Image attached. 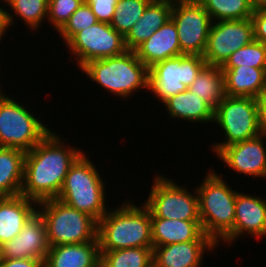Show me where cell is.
I'll use <instances>...</instances> for the list:
<instances>
[{
  "label": "cell",
  "mask_w": 266,
  "mask_h": 267,
  "mask_svg": "<svg viewBox=\"0 0 266 267\" xmlns=\"http://www.w3.org/2000/svg\"><path fill=\"white\" fill-rule=\"evenodd\" d=\"M214 122L224 132L225 141L212 146L216 154L226 146L260 134L257 100L253 97L225 96L214 110Z\"/></svg>",
  "instance_id": "52a82bcc"
},
{
  "label": "cell",
  "mask_w": 266,
  "mask_h": 267,
  "mask_svg": "<svg viewBox=\"0 0 266 267\" xmlns=\"http://www.w3.org/2000/svg\"><path fill=\"white\" fill-rule=\"evenodd\" d=\"M85 0H48V20L59 32Z\"/></svg>",
  "instance_id": "d6a6232c"
},
{
  "label": "cell",
  "mask_w": 266,
  "mask_h": 267,
  "mask_svg": "<svg viewBox=\"0 0 266 267\" xmlns=\"http://www.w3.org/2000/svg\"><path fill=\"white\" fill-rule=\"evenodd\" d=\"M153 247L195 240H212L202 229L201 221L151 218Z\"/></svg>",
  "instance_id": "ffe728a7"
},
{
  "label": "cell",
  "mask_w": 266,
  "mask_h": 267,
  "mask_svg": "<svg viewBox=\"0 0 266 267\" xmlns=\"http://www.w3.org/2000/svg\"><path fill=\"white\" fill-rule=\"evenodd\" d=\"M201 55L183 54L155 63L149 68V90L160 101L187 90L206 66Z\"/></svg>",
  "instance_id": "9c48e42d"
},
{
  "label": "cell",
  "mask_w": 266,
  "mask_h": 267,
  "mask_svg": "<svg viewBox=\"0 0 266 267\" xmlns=\"http://www.w3.org/2000/svg\"><path fill=\"white\" fill-rule=\"evenodd\" d=\"M35 204L38 203L22 195L0 198V246L21 232L24 224L38 210Z\"/></svg>",
  "instance_id": "44dd1931"
},
{
  "label": "cell",
  "mask_w": 266,
  "mask_h": 267,
  "mask_svg": "<svg viewBox=\"0 0 266 267\" xmlns=\"http://www.w3.org/2000/svg\"><path fill=\"white\" fill-rule=\"evenodd\" d=\"M102 267H153V247L100 251Z\"/></svg>",
  "instance_id": "4316f807"
},
{
  "label": "cell",
  "mask_w": 266,
  "mask_h": 267,
  "mask_svg": "<svg viewBox=\"0 0 266 267\" xmlns=\"http://www.w3.org/2000/svg\"><path fill=\"white\" fill-rule=\"evenodd\" d=\"M7 95L2 94V91L0 90V100H2L3 98H5Z\"/></svg>",
  "instance_id": "60d3db41"
},
{
  "label": "cell",
  "mask_w": 266,
  "mask_h": 267,
  "mask_svg": "<svg viewBox=\"0 0 266 267\" xmlns=\"http://www.w3.org/2000/svg\"><path fill=\"white\" fill-rule=\"evenodd\" d=\"M6 3L27 23L29 29H38L48 16V0H6Z\"/></svg>",
  "instance_id": "4dcf8cb0"
},
{
  "label": "cell",
  "mask_w": 266,
  "mask_h": 267,
  "mask_svg": "<svg viewBox=\"0 0 266 267\" xmlns=\"http://www.w3.org/2000/svg\"><path fill=\"white\" fill-rule=\"evenodd\" d=\"M50 248L45 222L36 211L21 232L0 246V259H46Z\"/></svg>",
  "instance_id": "5bb4252c"
},
{
  "label": "cell",
  "mask_w": 266,
  "mask_h": 267,
  "mask_svg": "<svg viewBox=\"0 0 266 267\" xmlns=\"http://www.w3.org/2000/svg\"><path fill=\"white\" fill-rule=\"evenodd\" d=\"M81 70L92 81L124 99L137 89L149 88V68L135 51L90 61Z\"/></svg>",
  "instance_id": "277c9868"
},
{
  "label": "cell",
  "mask_w": 266,
  "mask_h": 267,
  "mask_svg": "<svg viewBox=\"0 0 266 267\" xmlns=\"http://www.w3.org/2000/svg\"><path fill=\"white\" fill-rule=\"evenodd\" d=\"M0 267H44L39 259H0Z\"/></svg>",
  "instance_id": "8d00e7d4"
},
{
  "label": "cell",
  "mask_w": 266,
  "mask_h": 267,
  "mask_svg": "<svg viewBox=\"0 0 266 267\" xmlns=\"http://www.w3.org/2000/svg\"><path fill=\"white\" fill-rule=\"evenodd\" d=\"M169 2H185V1H197V0H167Z\"/></svg>",
  "instance_id": "ab89813d"
},
{
  "label": "cell",
  "mask_w": 266,
  "mask_h": 267,
  "mask_svg": "<svg viewBox=\"0 0 266 267\" xmlns=\"http://www.w3.org/2000/svg\"><path fill=\"white\" fill-rule=\"evenodd\" d=\"M98 20L91 7L84 1L82 5L70 16L64 27L58 32L66 42L65 44L79 31L88 28Z\"/></svg>",
  "instance_id": "1f68e13d"
},
{
  "label": "cell",
  "mask_w": 266,
  "mask_h": 267,
  "mask_svg": "<svg viewBox=\"0 0 266 267\" xmlns=\"http://www.w3.org/2000/svg\"><path fill=\"white\" fill-rule=\"evenodd\" d=\"M11 15L12 13L7 12L5 9L0 7V40L5 33L4 31H6L8 26L10 27L13 22L14 18L13 15Z\"/></svg>",
  "instance_id": "74e56055"
},
{
  "label": "cell",
  "mask_w": 266,
  "mask_h": 267,
  "mask_svg": "<svg viewBox=\"0 0 266 267\" xmlns=\"http://www.w3.org/2000/svg\"><path fill=\"white\" fill-rule=\"evenodd\" d=\"M152 0H118L110 25L125 37Z\"/></svg>",
  "instance_id": "f1b7e54d"
},
{
  "label": "cell",
  "mask_w": 266,
  "mask_h": 267,
  "mask_svg": "<svg viewBox=\"0 0 266 267\" xmlns=\"http://www.w3.org/2000/svg\"><path fill=\"white\" fill-rule=\"evenodd\" d=\"M254 10L266 8V0H249Z\"/></svg>",
  "instance_id": "f35d334b"
},
{
  "label": "cell",
  "mask_w": 266,
  "mask_h": 267,
  "mask_svg": "<svg viewBox=\"0 0 266 267\" xmlns=\"http://www.w3.org/2000/svg\"><path fill=\"white\" fill-rule=\"evenodd\" d=\"M171 118L197 122H214V109L188 89L163 102Z\"/></svg>",
  "instance_id": "d4e9b609"
},
{
  "label": "cell",
  "mask_w": 266,
  "mask_h": 267,
  "mask_svg": "<svg viewBox=\"0 0 266 267\" xmlns=\"http://www.w3.org/2000/svg\"><path fill=\"white\" fill-rule=\"evenodd\" d=\"M262 137L259 134L223 147L216 155L239 174L266 178V150Z\"/></svg>",
  "instance_id": "9a60e30c"
},
{
  "label": "cell",
  "mask_w": 266,
  "mask_h": 267,
  "mask_svg": "<svg viewBox=\"0 0 266 267\" xmlns=\"http://www.w3.org/2000/svg\"><path fill=\"white\" fill-rule=\"evenodd\" d=\"M188 90L215 110L226 96L224 74L221 67L206 65Z\"/></svg>",
  "instance_id": "484cf974"
},
{
  "label": "cell",
  "mask_w": 266,
  "mask_h": 267,
  "mask_svg": "<svg viewBox=\"0 0 266 267\" xmlns=\"http://www.w3.org/2000/svg\"><path fill=\"white\" fill-rule=\"evenodd\" d=\"M254 40L251 18L214 21L202 57L209 66H222L229 56Z\"/></svg>",
  "instance_id": "4fadbf2b"
},
{
  "label": "cell",
  "mask_w": 266,
  "mask_h": 267,
  "mask_svg": "<svg viewBox=\"0 0 266 267\" xmlns=\"http://www.w3.org/2000/svg\"><path fill=\"white\" fill-rule=\"evenodd\" d=\"M173 2L152 0L146 7L142 17L124 37L127 50L135 51L153 33L171 19Z\"/></svg>",
  "instance_id": "7402d4cb"
},
{
  "label": "cell",
  "mask_w": 266,
  "mask_h": 267,
  "mask_svg": "<svg viewBox=\"0 0 266 267\" xmlns=\"http://www.w3.org/2000/svg\"><path fill=\"white\" fill-rule=\"evenodd\" d=\"M225 94L231 97L256 98L266 88V68L249 66L221 67Z\"/></svg>",
  "instance_id": "603a6c76"
},
{
  "label": "cell",
  "mask_w": 266,
  "mask_h": 267,
  "mask_svg": "<svg viewBox=\"0 0 266 267\" xmlns=\"http://www.w3.org/2000/svg\"><path fill=\"white\" fill-rule=\"evenodd\" d=\"M37 210L42 216L50 247L80 244L97 238L98 222L82 211L54 198L39 202Z\"/></svg>",
  "instance_id": "8992f818"
},
{
  "label": "cell",
  "mask_w": 266,
  "mask_h": 267,
  "mask_svg": "<svg viewBox=\"0 0 266 267\" xmlns=\"http://www.w3.org/2000/svg\"><path fill=\"white\" fill-rule=\"evenodd\" d=\"M251 21L253 23L254 40L266 44V8L254 10Z\"/></svg>",
  "instance_id": "e575fe53"
},
{
  "label": "cell",
  "mask_w": 266,
  "mask_h": 267,
  "mask_svg": "<svg viewBox=\"0 0 266 267\" xmlns=\"http://www.w3.org/2000/svg\"><path fill=\"white\" fill-rule=\"evenodd\" d=\"M127 202L110 209L98 221L100 251L153 247L150 210L145 205L137 207Z\"/></svg>",
  "instance_id": "7a4b0ae2"
},
{
  "label": "cell",
  "mask_w": 266,
  "mask_h": 267,
  "mask_svg": "<svg viewBox=\"0 0 266 267\" xmlns=\"http://www.w3.org/2000/svg\"><path fill=\"white\" fill-rule=\"evenodd\" d=\"M212 21L243 20L251 18L254 9L249 0H197ZM215 19V20H214Z\"/></svg>",
  "instance_id": "83f0119b"
},
{
  "label": "cell",
  "mask_w": 266,
  "mask_h": 267,
  "mask_svg": "<svg viewBox=\"0 0 266 267\" xmlns=\"http://www.w3.org/2000/svg\"><path fill=\"white\" fill-rule=\"evenodd\" d=\"M171 19L176 25L181 52L203 55L212 19L198 1L174 2Z\"/></svg>",
  "instance_id": "7c38bea8"
},
{
  "label": "cell",
  "mask_w": 266,
  "mask_h": 267,
  "mask_svg": "<svg viewBox=\"0 0 266 267\" xmlns=\"http://www.w3.org/2000/svg\"><path fill=\"white\" fill-rule=\"evenodd\" d=\"M66 45L78 59L80 69L90 61L118 56L127 50L124 37L109 23L99 21L76 33Z\"/></svg>",
  "instance_id": "8fae6325"
},
{
  "label": "cell",
  "mask_w": 266,
  "mask_h": 267,
  "mask_svg": "<svg viewBox=\"0 0 266 267\" xmlns=\"http://www.w3.org/2000/svg\"><path fill=\"white\" fill-rule=\"evenodd\" d=\"M206 175L202 184L195 188L202 229L216 244L220 238L226 243H233L237 191L232 190L215 172L209 171Z\"/></svg>",
  "instance_id": "3957f363"
},
{
  "label": "cell",
  "mask_w": 266,
  "mask_h": 267,
  "mask_svg": "<svg viewBox=\"0 0 266 267\" xmlns=\"http://www.w3.org/2000/svg\"><path fill=\"white\" fill-rule=\"evenodd\" d=\"M97 171L83 152L71 165L57 199L98 222L107 213V208L105 185Z\"/></svg>",
  "instance_id": "5b68a950"
},
{
  "label": "cell",
  "mask_w": 266,
  "mask_h": 267,
  "mask_svg": "<svg viewBox=\"0 0 266 267\" xmlns=\"http://www.w3.org/2000/svg\"><path fill=\"white\" fill-rule=\"evenodd\" d=\"M181 187L163 175L155 177L144 203L151 212V218L201 221L197 192L194 195Z\"/></svg>",
  "instance_id": "30bf717a"
},
{
  "label": "cell",
  "mask_w": 266,
  "mask_h": 267,
  "mask_svg": "<svg viewBox=\"0 0 266 267\" xmlns=\"http://www.w3.org/2000/svg\"><path fill=\"white\" fill-rule=\"evenodd\" d=\"M258 106L259 132L266 137V88L256 97Z\"/></svg>",
  "instance_id": "d590c367"
},
{
  "label": "cell",
  "mask_w": 266,
  "mask_h": 267,
  "mask_svg": "<svg viewBox=\"0 0 266 267\" xmlns=\"http://www.w3.org/2000/svg\"><path fill=\"white\" fill-rule=\"evenodd\" d=\"M25 154L20 149L0 147V197L20 195L24 181Z\"/></svg>",
  "instance_id": "cb8c5ba5"
},
{
  "label": "cell",
  "mask_w": 266,
  "mask_h": 267,
  "mask_svg": "<svg viewBox=\"0 0 266 267\" xmlns=\"http://www.w3.org/2000/svg\"><path fill=\"white\" fill-rule=\"evenodd\" d=\"M14 99L0 100V147L30 151L51 130Z\"/></svg>",
  "instance_id": "ba28073f"
},
{
  "label": "cell",
  "mask_w": 266,
  "mask_h": 267,
  "mask_svg": "<svg viewBox=\"0 0 266 267\" xmlns=\"http://www.w3.org/2000/svg\"><path fill=\"white\" fill-rule=\"evenodd\" d=\"M99 22L111 23L118 0H85Z\"/></svg>",
  "instance_id": "836d02e7"
},
{
  "label": "cell",
  "mask_w": 266,
  "mask_h": 267,
  "mask_svg": "<svg viewBox=\"0 0 266 267\" xmlns=\"http://www.w3.org/2000/svg\"><path fill=\"white\" fill-rule=\"evenodd\" d=\"M266 68V44L253 40L232 53L221 67Z\"/></svg>",
  "instance_id": "f546056e"
},
{
  "label": "cell",
  "mask_w": 266,
  "mask_h": 267,
  "mask_svg": "<svg viewBox=\"0 0 266 267\" xmlns=\"http://www.w3.org/2000/svg\"><path fill=\"white\" fill-rule=\"evenodd\" d=\"M101 253L98 237L91 242L51 246L44 267H98Z\"/></svg>",
  "instance_id": "d6986e66"
},
{
  "label": "cell",
  "mask_w": 266,
  "mask_h": 267,
  "mask_svg": "<svg viewBox=\"0 0 266 267\" xmlns=\"http://www.w3.org/2000/svg\"><path fill=\"white\" fill-rule=\"evenodd\" d=\"M215 246L213 240H195L153 247V267H200L203 253Z\"/></svg>",
  "instance_id": "2e32d148"
},
{
  "label": "cell",
  "mask_w": 266,
  "mask_h": 267,
  "mask_svg": "<svg viewBox=\"0 0 266 267\" xmlns=\"http://www.w3.org/2000/svg\"><path fill=\"white\" fill-rule=\"evenodd\" d=\"M135 52L138 59L148 68L157 62L183 55L173 20H168L156 30Z\"/></svg>",
  "instance_id": "e0dca14e"
},
{
  "label": "cell",
  "mask_w": 266,
  "mask_h": 267,
  "mask_svg": "<svg viewBox=\"0 0 266 267\" xmlns=\"http://www.w3.org/2000/svg\"><path fill=\"white\" fill-rule=\"evenodd\" d=\"M243 233H248L252 237H266V200L237 192L234 239Z\"/></svg>",
  "instance_id": "ac0fdd59"
},
{
  "label": "cell",
  "mask_w": 266,
  "mask_h": 267,
  "mask_svg": "<svg viewBox=\"0 0 266 267\" xmlns=\"http://www.w3.org/2000/svg\"><path fill=\"white\" fill-rule=\"evenodd\" d=\"M60 139L50 131L26 152L20 195L37 203L58 197L71 165L83 153L82 150L65 147Z\"/></svg>",
  "instance_id": "6da1fadb"
}]
</instances>
